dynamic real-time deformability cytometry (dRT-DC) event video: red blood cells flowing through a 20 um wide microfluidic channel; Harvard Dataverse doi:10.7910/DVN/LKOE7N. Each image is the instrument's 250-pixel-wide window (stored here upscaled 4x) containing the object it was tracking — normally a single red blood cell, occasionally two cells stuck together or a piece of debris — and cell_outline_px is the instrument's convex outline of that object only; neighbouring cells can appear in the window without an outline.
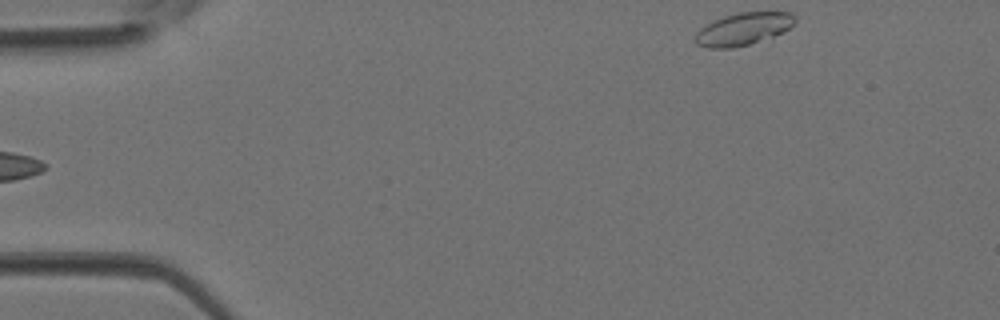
{"species": "Egyptian fruit bat (a non-hibernating species)", "species_latin": "Rousettus aegyptiacus", "temperature_condition": "room temperature", "stored_images_in_passage": 2, "camera_frame_rate_fps": 3000, "um_per_image_px": 0.085, "animal": {"sex": "female"}, "frame": {"image": 1, "passage_image": 2, "time_ms": 0.333, "image_size_px": [1000, 320], "cell_outline_px": [[796, 20], [784, 32], [748, 44], [732, 48], [708, 48], [696, 44], [696, 32], [700, 28], [712, 20], [724, 16], [740, 12], [792, 12], [796, 16]], "centroid_in_image_um": [63.16, 2.45], "position_along_channel_um": 21.8, "area_um2": 18.73}}